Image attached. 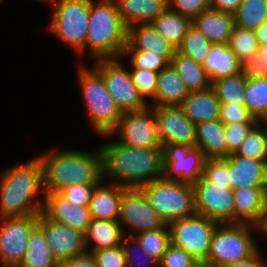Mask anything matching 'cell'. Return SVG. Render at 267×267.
Instances as JSON below:
<instances>
[{
    "label": "cell",
    "mask_w": 267,
    "mask_h": 267,
    "mask_svg": "<svg viewBox=\"0 0 267 267\" xmlns=\"http://www.w3.org/2000/svg\"><path fill=\"white\" fill-rule=\"evenodd\" d=\"M100 147L103 177L120 180L127 189H139L163 177L162 147L137 148L118 141Z\"/></svg>",
    "instance_id": "obj_1"
},
{
    "label": "cell",
    "mask_w": 267,
    "mask_h": 267,
    "mask_svg": "<svg viewBox=\"0 0 267 267\" xmlns=\"http://www.w3.org/2000/svg\"><path fill=\"white\" fill-rule=\"evenodd\" d=\"M43 168L45 193L59 192L74 184L98 185L103 181V155L94 153L57 151L39 157Z\"/></svg>",
    "instance_id": "obj_2"
},
{
    "label": "cell",
    "mask_w": 267,
    "mask_h": 267,
    "mask_svg": "<svg viewBox=\"0 0 267 267\" xmlns=\"http://www.w3.org/2000/svg\"><path fill=\"white\" fill-rule=\"evenodd\" d=\"M0 183V219L39 215L42 212L43 203L33 199L40 189L44 192L39 157L11 167L2 173Z\"/></svg>",
    "instance_id": "obj_3"
},
{
    "label": "cell",
    "mask_w": 267,
    "mask_h": 267,
    "mask_svg": "<svg viewBox=\"0 0 267 267\" xmlns=\"http://www.w3.org/2000/svg\"><path fill=\"white\" fill-rule=\"evenodd\" d=\"M128 28L120 17L115 0H90L86 47L92 58L110 59L123 55L127 44Z\"/></svg>",
    "instance_id": "obj_4"
},
{
    "label": "cell",
    "mask_w": 267,
    "mask_h": 267,
    "mask_svg": "<svg viewBox=\"0 0 267 267\" xmlns=\"http://www.w3.org/2000/svg\"><path fill=\"white\" fill-rule=\"evenodd\" d=\"M139 189L166 224L197 214L195 191L191 184L162 177Z\"/></svg>",
    "instance_id": "obj_5"
},
{
    "label": "cell",
    "mask_w": 267,
    "mask_h": 267,
    "mask_svg": "<svg viewBox=\"0 0 267 267\" xmlns=\"http://www.w3.org/2000/svg\"><path fill=\"white\" fill-rule=\"evenodd\" d=\"M251 227L260 229L259 226L245 223L219 224L203 263L207 267H223L227 263L249 258L259 249L250 235Z\"/></svg>",
    "instance_id": "obj_6"
},
{
    "label": "cell",
    "mask_w": 267,
    "mask_h": 267,
    "mask_svg": "<svg viewBox=\"0 0 267 267\" xmlns=\"http://www.w3.org/2000/svg\"><path fill=\"white\" fill-rule=\"evenodd\" d=\"M79 82L87 104L90 121L99 135H108L117 127L122 111L108 93L102 75L81 66Z\"/></svg>",
    "instance_id": "obj_7"
},
{
    "label": "cell",
    "mask_w": 267,
    "mask_h": 267,
    "mask_svg": "<svg viewBox=\"0 0 267 267\" xmlns=\"http://www.w3.org/2000/svg\"><path fill=\"white\" fill-rule=\"evenodd\" d=\"M51 0L55 4L50 29L79 53L86 48L90 0Z\"/></svg>",
    "instance_id": "obj_8"
},
{
    "label": "cell",
    "mask_w": 267,
    "mask_h": 267,
    "mask_svg": "<svg viewBox=\"0 0 267 267\" xmlns=\"http://www.w3.org/2000/svg\"><path fill=\"white\" fill-rule=\"evenodd\" d=\"M116 59H98L94 68L102 75L107 91L117 107L122 113L148 108L144 97L133 84L130 71Z\"/></svg>",
    "instance_id": "obj_9"
},
{
    "label": "cell",
    "mask_w": 267,
    "mask_h": 267,
    "mask_svg": "<svg viewBox=\"0 0 267 267\" xmlns=\"http://www.w3.org/2000/svg\"><path fill=\"white\" fill-rule=\"evenodd\" d=\"M219 224L198 214L174 220L168 224L171 243L185 250L197 261L204 262L208 256L213 233Z\"/></svg>",
    "instance_id": "obj_10"
},
{
    "label": "cell",
    "mask_w": 267,
    "mask_h": 267,
    "mask_svg": "<svg viewBox=\"0 0 267 267\" xmlns=\"http://www.w3.org/2000/svg\"><path fill=\"white\" fill-rule=\"evenodd\" d=\"M162 152L164 179L193 185L202 177L206 158L200 148L166 144L162 146Z\"/></svg>",
    "instance_id": "obj_11"
},
{
    "label": "cell",
    "mask_w": 267,
    "mask_h": 267,
    "mask_svg": "<svg viewBox=\"0 0 267 267\" xmlns=\"http://www.w3.org/2000/svg\"><path fill=\"white\" fill-rule=\"evenodd\" d=\"M193 187L198 215L220 224L234 223V198L231 185L215 184L202 176Z\"/></svg>",
    "instance_id": "obj_12"
},
{
    "label": "cell",
    "mask_w": 267,
    "mask_h": 267,
    "mask_svg": "<svg viewBox=\"0 0 267 267\" xmlns=\"http://www.w3.org/2000/svg\"><path fill=\"white\" fill-rule=\"evenodd\" d=\"M0 225L1 267H17L27 251L28 239L38 225L39 215L2 218Z\"/></svg>",
    "instance_id": "obj_13"
},
{
    "label": "cell",
    "mask_w": 267,
    "mask_h": 267,
    "mask_svg": "<svg viewBox=\"0 0 267 267\" xmlns=\"http://www.w3.org/2000/svg\"><path fill=\"white\" fill-rule=\"evenodd\" d=\"M119 133L120 143L130 147H162L157 135L154 109L148 107L141 111L124 112L117 127L112 131Z\"/></svg>",
    "instance_id": "obj_14"
},
{
    "label": "cell",
    "mask_w": 267,
    "mask_h": 267,
    "mask_svg": "<svg viewBox=\"0 0 267 267\" xmlns=\"http://www.w3.org/2000/svg\"><path fill=\"white\" fill-rule=\"evenodd\" d=\"M118 222L122 231L123 224L131 226L137 233L168 226L138 188L125 189L120 203Z\"/></svg>",
    "instance_id": "obj_15"
},
{
    "label": "cell",
    "mask_w": 267,
    "mask_h": 267,
    "mask_svg": "<svg viewBox=\"0 0 267 267\" xmlns=\"http://www.w3.org/2000/svg\"><path fill=\"white\" fill-rule=\"evenodd\" d=\"M157 123V135L161 146L181 144L195 147L196 125L179 106L153 107Z\"/></svg>",
    "instance_id": "obj_16"
},
{
    "label": "cell",
    "mask_w": 267,
    "mask_h": 267,
    "mask_svg": "<svg viewBox=\"0 0 267 267\" xmlns=\"http://www.w3.org/2000/svg\"><path fill=\"white\" fill-rule=\"evenodd\" d=\"M38 226L44 231L48 247L58 263L88 252L85 233L54 222L42 212L39 214Z\"/></svg>",
    "instance_id": "obj_17"
},
{
    "label": "cell",
    "mask_w": 267,
    "mask_h": 267,
    "mask_svg": "<svg viewBox=\"0 0 267 267\" xmlns=\"http://www.w3.org/2000/svg\"><path fill=\"white\" fill-rule=\"evenodd\" d=\"M44 195L42 213L48 219L86 233L92 220L88 206L72 205L71 201L60 192Z\"/></svg>",
    "instance_id": "obj_18"
},
{
    "label": "cell",
    "mask_w": 267,
    "mask_h": 267,
    "mask_svg": "<svg viewBox=\"0 0 267 267\" xmlns=\"http://www.w3.org/2000/svg\"><path fill=\"white\" fill-rule=\"evenodd\" d=\"M228 161L232 190L252 187H267V162L231 153Z\"/></svg>",
    "instance_id": "obj_19"
},
{
    "label": "cell",
    "mask_w": 267,
    "mask_h": 267,
    "mask_svg": "<svg viewBox=\"0 0 267 267\" xmlns=\"http://www.w3.org/2000/svg\"><path fill=\"white\" fill-rule=\"evenodd\" d=\"M234 223L260 226L267 211L266 187L233 190Z\"/></svg>",
    "instance_id": "obj_20"
},
{
    "label": "cell",
    "mask_w": 267,
    "mask_h": 267,
    "mask_svg": "<svg viewBox=\"0 0 267 267\" xmlns=\"http://www.w3.org/2000/svg\"><path fill=\"white\" fill-rule=\"evenodd\" d=\"M124 51H150L171 63L177 49L170 44L151 24H140L128 28Z\"/></svg>",
    "instance_id": "obj_21"
},
{
    "label": "cell",
    "mask_w": 267,
    "mask_h": 267,
    "mask_svg": "<svg viewBox=\"0 0 267 267\" xmlns=\"http://www.w3.org/2000/svg\"><path fill=\"white\" fill-rule=\"evenodd\" d=\"M194 25L212 44H228L235 26L234 15L207 9L192 20Z\"/></svg>",
    "instance_id": "obj_22"
},
{
    "label": "cell",
    "mask_w": 267,
    "mask_h": 267,
    "mask_svg": "<svg viewBox=\"0 0 267 267\" xmlns=\"http://www.w3.org/2000/svg\"><path fill=\"white\" fill-rule=\"evenodd\" d=\"M127 28L151 24L169 8V0H115Z\"/></svg>",
    "instance_id": "obj_23"
},
{
    "label": "cell",
    "mask_w": 267,
    "mask_h": 267,
    "mask_svg": "<svg viewBox=\"0 0 267 267\" xmlns=\"http://www.w3.org/2000/svg\"><path fill=\"white\" fill-rule=\"evenodd\" d=\"M102 182L96 185L88 209L92 218L118 221L120 203L125 187L114 182L111 186H104Z\"/></svg>",
    "instance_id": "obj_24"
},
{
    "label": "cell",
    "mask_w": 267,
    "mask_h": 267,
    "mask_svg": "<svg viewBox=\"0 0 267 267\" xmlns=\"http://www.w3.org/2000/svg\"><path fill=\"white\" fill-rule=\"evenodd\" d=\"M179 107L195 125L219 120L220 102L212 87L189 93Z\"/></svg>",
    "instance_id": "obj_25"
},
{
    "label": "cell",
    "mask_w": 267,
    "mask_h": 267,
    "mask_svg": "<svg viewBox=\"0 0 267 267\" xmlns=\"http://www.w3.org/2000/svg\"><path fill=\"white\" fill-rule=\"evenodd\" d=\"M195 147L203 151L206 159L226 158L225 125L220 120L197 124Z\"/></svg>",
    "instance_id": "obj_26"
},
{
    "label": "cell",
    "mask_w": 267,
    "mask_h": 267,
    "mask_svg": "<svg viewBox=\"0 0 267 267\" xmlns=\"http://www.w3.org/2000/svg\"><path fill=\"white\" fill-rule=\"evenodd\" d=\"M189 93L176 70L169 64L158 74L157 90L153 99L156 102H154L155 105L153 107L180 106Z\"/></svg>",
    "instance_id": "obj_27"
},
{
    "label": "cell",
    "mask_w": 267,
    "mask_h": 267,
    "mask_svg": "<svg viewBox=\"0 0 267 267\" xmlns=\"http://www.w3.org/2000/svg\"><path fill=\"white\" fill-rule=\"evenodd\" d=\"M202 67L211 83L241 72V63L228 44H212Z\"/></svg>",
    "instance_id": "obj_28"
},
{
    "label": "cell",
    "mask_w": 267,
    "mask_h": 267,
    "mask_svg": "<svg viewBox=\"0 0 267 267\" xmlns=\"http://www.w3.org/2000/svg\"><path fill=\"white\" fill-rule=\"evenodd\" d=\"M124 235L118 221L92 218L85 233L86 247L90 245L91 241L95 244L92 245L90 253L100 249L116 247L122 245L121 241H123Z\"/></svg>",
    "instance_id": "obj_29"
},
{
    "label": "cell",
    "mask_w": 267,
    "mask_h": 267,
    "mask_svg": "<svg viewBox=\"0 0 267 267\" xmlns=\"http://www.w3.org/2000/svg\"><path fill=\"white\" fill-rule=\"evenodd\" d=\"M17 267H59L48 247L44 231L38 225L29 236L27 251Z\"/></svg>",
    "instance_id": "obj_30"
},
{
    "label": "cell",
    "mask_w": 267,
    "mask_h": 267,
    "mask_svg": "<svg viewBox=\"0 0 267 267\" xmlns=\"http://www.w3.org/2000/svg\"><path fill=\"white\" fill-rule=\"evenodd\" d=\"M188 91H203L211 87V81L201 64L176 51L171 63Z\"/></svg>",
    "instance_id": "obj_31"
},
{
    "label": "cell",
    "mask_w": 267,
    "mask_h": 267,
    "mask_svg": "<svg viewBox=\"0 0 267 267\" xmlns=\"http://www.w3.org/2000/svg\"><path fill=\"white\" fill-rule=\"evenodd\" d=\"M151 25L177 49L192 25V20L168 8Z\"/></svg>",
    "instance_id": "obj_32"
},
{
    "label": "cell",
    "mask_w": 267,
    "mask_h": 267,
    "mask_svg": "<svg viewBox=\"0 0 267 267\" xmlns=\"http://www.w3.org/2000/svg\"><path fill=\"white\" fill-rule=\"evenodd\" d=\"M247 79L242 72L212 82L211 87L216 93L220 104L244 105Z\"/></svg>",
    "instance_id": "obj_33"
},
{
    "label": "cell",
    "mask_w": 267,
    "mask_h": 267,
    "mask_svg": "<svg viewBox=\"0 0 267 267\" xmlns=\"http://www.w3.org/2000/svg\"><path fill=\"white\" fill-rule=\"evenodd\" d=\"M244 105L259 123L267 119V77L247 79Z\"/></svg>",
    "instance_id": "obj_34"
},
{
    "label": "cell",
    "mask_w": 267,
    "mask_h": 267,
    "mask_svg": "<svg viewBox=\"0 0 267 267\" xmlns=\"http://www.w3.org/2000/svg\"><path fill=\"white\" fill-rule=\"evenodd\" d=\"M233 15L235 25L256 31L267 21V0H242Z\"/></svg>",
    "instance_id": "obj_35"
},
{
    "label": "cell",
    "mask_w": 267,
    "mask_h": 267,
    "mask_svg": "<svg viewBox=\"0 0 267 267\" xmlns=\"http://www.w3.org/2000/svg\"><path fill=\"white\" fill-rule=\"evenodd\" d=\"M211 46L212 43L194 25H191L181 45L177 48V52L203 65Z\"/></svg>",
    "instance_id": "obj_36"
},
{
    "label": "cell",
    "mask_w": 267,
    "mask_h": 267,
    "mask_svg": "<svg viewBox=\"0 0 267 267\" xmlns=\"http://www.w3.org/2000/svg\"><path fill=\"white\" fill-rule=\"evenodd\" d=\"M168 226L160 227L154 230L140 232L136 235L135 240L140 244L141 248L149 255L161 260L162 255L171 244L170 229Z\"/></svg>",
    "instance_id": "obj_37"
},
{
    "label": "cell",
    "mask_w": 267,
    "mask_h": 267,
    "mask_svg": "<svg viewBox=\"0 0 267 267\" xmlns=\"http://www.w3.org/2000/svg\"><path fill=\"white\" fill-rule=\"evenodd\" d=\"M258 45L255 31L237 25L234 26L228 46L235 53L240 63L248 57L256 55Z\"/></svg>",
    "instance_id": "obj_38"
},
{
    "label": "cell",
    "mask_w": 267,
    "mask_h": 267,
    "mask_svg": "<svg viewBox=\"0 0 267 267\" xmlns=\"http://www.w3.org/2000/svg\"><path fill=\"white\" fill-rule=\"evenodd\" d=\"M260 126L257 123L250 130L241 146L235 152L236 155L267 162V131H262Z\"/></svg>",
    "instance_id": "obj_39"
},
{
    "label": "cell",
    "mask_w": 267,
    "mask_h": 267,
    "mask_svg": "<svg viewBox=\"0 0 267 267\" xmlns=\"http://www.w3.org/2000/svg\"><path fill=\"white\" fill-rule=\"evenodd\" d=\"M124 54L131 55L132 69L149 70L159 73L170 64L162 56L151 53L150 51H124Z\"/></svg>",
    "instance_id": "obj_40"
},
{
    "label": "cell",
    "mask_w": 267,
    "mask_h": 267,
    "mask_svg": "<svg viewBox=\"0 0 267 267\" xmlns=\"http://www.w3.org/2000/svg\"><path fill=\"white\" fill-rule=\"evenodd\" d=\"M258 122H238L225 125V138L227 142V157L235 153L247 137L250 130Z\"/></svg>",
    "instance_id": "obj_41"
},
{
    "label": "cell",
    "mask_w": 267,
    "mask_h": 267,
    "mask_svg": "<svg viewBox=\"0 0 267 267\" xmlns=\"http://www.w3.org/2000/svg\"><path fill=\"white\" fill-rule=\"evenodd\" d=\"M202 176L215 184L231 185L228 161L225 158L206 159Z\"/></svg>",
    "instance_id": "obj_42"
},
{
    "label": "cell",
    "mask_w": 267,
    "mask_h": 267,
    "mask_svg": "<svg viewBox=\"0 0 267 267\" xmlns=\"http://www.w3.org/2000/svg\"><path fill=\"white\" fill-rule=\"evenodd\" d=\"M133 84L137 87L141 95L146 100V96L155 98L157 84H158V72L142 69H132L130 71Z\"/></svg>",
    "instance_id": "obj_43"
},
{
    "label": "cell",
    "mask_w": 267,
    "mask_h": 267,
    "mask_svg": "<svg viewBox=\"0 0 267 267\" xmlns=\"http://www.w3.org/2000/svg\"><path fill=\"white\" fill-rule=\"evenodd\" d=\"M219 120L224 124L238 122H259L248 111L245 105L220 104Z\"/></svg>",
    "instance_id": "obj_44"
},
{
    "label": "cell",
    "mask_w": 267,
    "mask_h": 267,
    "mask_svg": "<svg viewBox=\"0 0 267 267\" xmlns=\"http://www.w3.org/2000/svg\"><path fill=\"white\" fill-rule=\"evenodd\" d=\"M98 267H126L122 245L91 252Z\"/></svg>",
    "instance_id": "obj_45"
},
{
    "label": "cell",
    "mask_w": 267,
    "mask_h": 267,
    "mask_svg": "<svg viewBox=\"0 0 267 267\" xmlns=\"http://www.w3.org/2000/svg\"><path fill=\"white\" fill-rule=\"evenodd\" d=\"M196 262L189 253L171 243L158 264L161 267H192Z\"/></svg>",
    "instance_id": "obj_46"
},
{
    "label": "cell",
    "mask_w": 267,
    "mask_h": 267,
    "mask_svg": "<svg viewBox=\"0 0 267 267\" xmlns=\"http://www.w3.org/2000/svg\"><path fill=\"white\" fill-rule=\"evenodd\" d=\"M169 8L193 20L197 15L210 8V0H169Z\"/></svg>",
    "instance_id": "obj_47"
},
{
    "label": "cell",
    "mask_w": 267,
    "mask_h": 267,
    "mask_svg": "<svg viewBox=\"0 0 267 267\" xmlns=\"http://www.w3.org/2000/svg\"><path fill=\"white\" fill-rule=\"evenodd\" d=\"M96 185L74 184L67 186L59 192L67 197L72 205L88 206Z\"/></svg>",
    "instance_id": "obj_48"
},
{
    "label": "cell",
    "mask_w": 267,
    "mask_h": 267,
    "mask_svg": "<svg viewBox=\"0 0 267 267\" xmlns=\"http://www.w3.org/2000/svg\"><path fill=\"white\" fill-rule=\"evenodd\" d=\"M241 72L246 79L267 77V68L261 63L257 55L248 57L241 62Z\"/></svg>",
    "instance_id": "obj_49"
},
{
    "label": "cell",
    "mask_w": 267,
    "mask_h": 267,
    "mask_svg": "<svg viewBox=\"0 0 267 267\" xmlns=\"http://www.w3.org/2000/svg\"><path fill=\"white\" fill-rule=\"evenodd\" d=\"M59 267H98L90 252L78 255L59 263Z\"/></svg>",
    "instance_id": "obj_50"
},
{
    "label": "cell",
    "mask_w": 267,
    "mask_h": 267,
    "mask_svg": "<svg viewBox=\"0 0 267 267\" xmlns=\"http://www.w3.org/2000/svg\"><path fill=\"white\" fill-rule=\"evenodd\" d=\"M124 240L126 241V242H129L130 243V240H133V242L134 243H136V245H137V247L139 248V250L141 251L140 253L141 254H144V257H146L145 258V260H149V262L148 263H150V262H154V263H159V261L156 259V258H154V257H152V256H149L142 248H141V246H140V244L134 239V236H133V234H129L127 237H125L124 236ZM127 245L125 244L124 245V243H122V247H123V249H124V253H125V259H126V267H132V264L134 263V256H132L133 254H135V253H133L132 254V250L130 249V248H127L126 247ZM136 249V248H135ZM138 250V249H137ZM135 251V250H134ZM136 256V255H135ZM141 257V256H140ZM140 259V258H139ZM147 260V261H148ZM134 265V264H133Z\"/></svg>",
    "instance_id": "obj_51"
},
{
    "label": "cell",
    "mask_w": 267,
    "mask_h": 267,
    "mask_svg": "<svg viewBox=\"0 0 267 267\" xmlns=\"http://www.w3.org/2000/svg\"><path fill=\"white\" fill-rule=\"evenodd\" d=\"M242 0H210V8L216 11L234 14Z\"/></svg>",
    "instance_id": "obj_52"
},
{
    "label": "cell",
    "mask_w": 267,
    "mask_h": 267,
    "mask_svg": "<svg viewBox=\"0 0 267 267\" xmlns=\"http://www.w3.org/2000/svg\"><path fill=\"white\" fill-rule=\"evenodd\" d=\"M259 249L249 258L227 263L223 267H267L261 260Z\"/></svg>",
    "instance_id": "obj_53"
},
{
    "label": "cell",
    "mask_w": 267,
    "mask_h": 267,
    "mask_svg": "<svg viewBox=\"0 0 267 267\" xmlns=\"http://www.w3.org/2000/svg\"><path fill=\"white\" fill-rule=\"evenodd\" d=\"M258 44H267V21L255 31Z\"/></svg>",
    "instance_id": "obj_54"
},
{
    "label": "cell",
    "mask_w": 267,
    "mask_h": 267,
    "mask_svg": "<svg viewBox=\"0 0 267 267\" xmlns=\"http://www.w3.org/2000/svg\"><path fill=\"white\" fill-rule=\"evenodd\" d=\"M256 55L261 63L267 68V44H259Z\"/></svg>",
    "instance_id": "obj_55"
},
{
    "label": "cell",
    "mask_w": 267,
    "mask_h": 267,
    "mask_svg": "<svg viewBox=\"0 0 267 267\" xmlns=\"http://www.w3.org/2000/svg\"><path fill=\"white\" fill-rule=\"evenodd\" d=\"M259 230L261 231H263L264 233H267V211H266V213H265V216H264V219H263V222H262V224L259 226Z\"/></svg>",
    "instance_id": "obj_56"
},
{
    "label": "cell",
    "mask_w": 267,
    "mask_h": 267,
    "mask_svg": "<svg viewBox=\"0 0 267 267\" xmlns=\"http://www.w3.org/2000/svg\"><path fill=\"white\" fill-rule=\"evenodd\" d=\"M192 267H207L203 262L197 261Z\"/></svg>",
    "instance_id": "obj_57"
},
{
    "label": "cell",
    "mask_w": 267,
    "mask_h": 267,
    "mask_svg": "<svg viewBox=\"0 0 267 267\" xmlns=\"http://www.w3.org/2000/svg\"><path fill=\"white\" fill-rule=\"evenodd\" d=\"M266 205H267V187H266Z\"/></svg>",
    "instance_id": "obj_58"
}]
</instances>
